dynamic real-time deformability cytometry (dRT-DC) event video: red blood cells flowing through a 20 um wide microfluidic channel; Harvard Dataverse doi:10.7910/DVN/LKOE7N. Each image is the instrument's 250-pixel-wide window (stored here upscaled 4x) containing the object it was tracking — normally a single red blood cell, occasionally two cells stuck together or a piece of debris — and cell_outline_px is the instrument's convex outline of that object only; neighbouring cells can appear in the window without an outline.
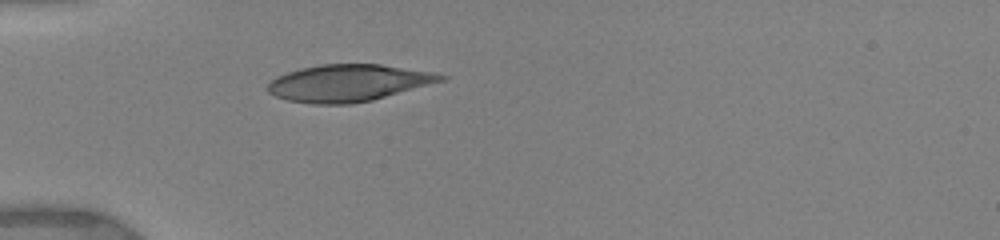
{"species": "human", "species_latin": "Homo sapiens", "temperature_condition": "warm", "stored_images_in_passage": 5, "camera_frame_rate_fps": 3000, "um_per_image_px": 0.085, "donor": {"sex": "female"}, "frame": {"image": 1, "passage_image": 1, "time_ms": 0.0, "image_size_px": [1000, 240], "cell_outline_px": [[448, 80], [372, 100], [352, 104], [312, 104], [288, 100], [276, 96], [268, 92], [264, 88], [276, 76], [300, 68], [320, 64], [380, 64], [432, 72], [448, 76]], "centroid_in_image_um": [29.62, 7.05], "position_along_channel_um": 55.4, "area_um2": 37.45}}